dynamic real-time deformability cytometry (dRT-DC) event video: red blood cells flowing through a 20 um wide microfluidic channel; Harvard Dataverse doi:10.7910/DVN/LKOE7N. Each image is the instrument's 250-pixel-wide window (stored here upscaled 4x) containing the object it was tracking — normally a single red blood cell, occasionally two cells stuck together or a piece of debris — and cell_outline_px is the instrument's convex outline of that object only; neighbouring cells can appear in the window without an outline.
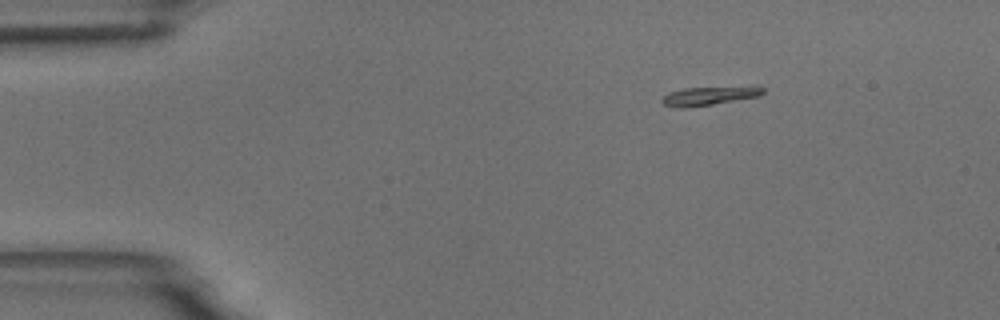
{"species": "common noctule bat (a hibernating species)", "species_latin": "Nyctalus noctula", "temperature_condition": "room temperature", "stored_images_in_passage": 3, "camera_frame_rate_fps": 3000, "um_per_image_px": 0.085, "animal": {"sex": "male", "body_mass_g": 18.8}, "frame": {"image": 1, "passage_image": 1, "time_ms": 0.0, "image_size_px": [1000, 320], "cell_outline_px": [[764, 92], [760, 96], [688, 108], [680, 108], [664, 104], [660, 100], [668, 92], [684, 88], [756, 84], [764, 88]], "centroid_in_image_um": [60.38, 8.1], "position_along_channel_um": 24.6, "area_um2": 11.56}}